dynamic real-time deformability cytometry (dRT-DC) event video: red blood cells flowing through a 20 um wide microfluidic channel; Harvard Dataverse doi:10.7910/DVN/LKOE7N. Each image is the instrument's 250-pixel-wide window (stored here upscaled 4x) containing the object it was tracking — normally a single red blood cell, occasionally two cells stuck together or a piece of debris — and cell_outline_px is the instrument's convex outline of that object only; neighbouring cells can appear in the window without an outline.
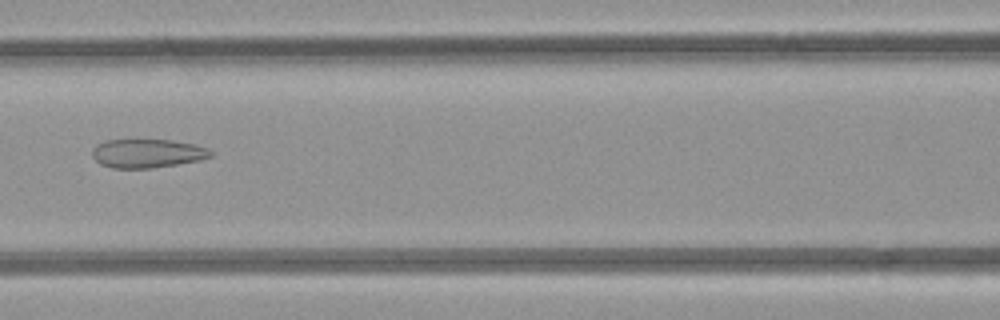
{"species": "common noctule bat (a hibernating species)", "species_latin": "Nyctalus noctula", "temperature_condition": "room temperature", "stored_images_in_passage": 7, "camera_frame_rate_fps": 3000, "um_per_image_px": 0.085, "animal": {"sex": "female", "body_mass_g": 21.9}, "frame": {"image": 1, "passage_image": 7, "time_ms": 7.667, "image_size_px": [1000, 320], "cell_outline_px": [[212, 156], [200, 160], [152, 168], [112, 168], [100, 164], [92, 156], [92, 148], [96, 144], [104, 140], [172, 140], [192, 144], [208, 148], [212, 152]], "centroid_in_image_um": [12.49, 13.03], "position_along_channel_um": 154.1, "area_um2": 19.83}}